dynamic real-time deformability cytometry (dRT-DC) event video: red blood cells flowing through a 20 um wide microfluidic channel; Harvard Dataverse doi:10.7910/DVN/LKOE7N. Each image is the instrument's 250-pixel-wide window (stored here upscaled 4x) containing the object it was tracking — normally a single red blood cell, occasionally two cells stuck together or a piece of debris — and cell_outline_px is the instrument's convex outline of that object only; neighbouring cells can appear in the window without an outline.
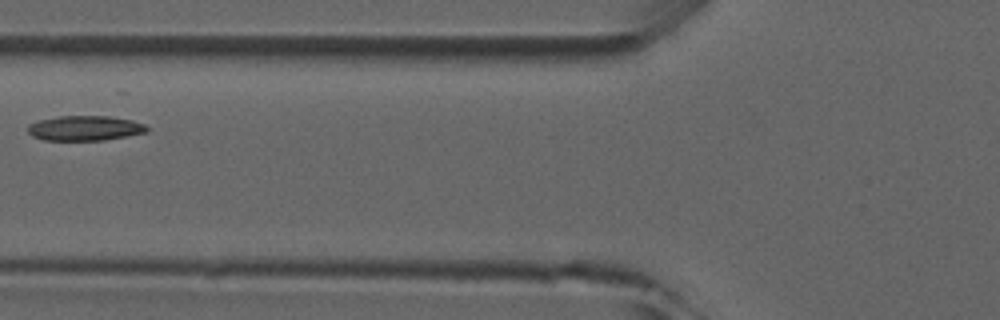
{"species": "common noctule bat (a hibernating species)", "species_latin": "Nyctalus noctula", "temperature_condition": "room temperature", "stored_images_in_passage": 4, "camera_frame_rate_fps": 3000, "um_per_image_px": 0.085, "animal": {"sex": "male", "forearm_length_mm": 52.5}, "frame": {"image": 1, "passage_image": 3, "time_ms": 2.333, "image_size_px": [1000, 320], "cell_outline_px": [[148, 132], [128, 136], [104, 140], [44, 140], [32, 136], [28, 132], [28, 124], [40, 120], [60, 116], [108, 116], [132, 120], [144, 124], [148, 128]], "centroid_in_image_um": [7.23, 10.9], "position_along_channel_um": 118.6, "area_um2": 17.28}}
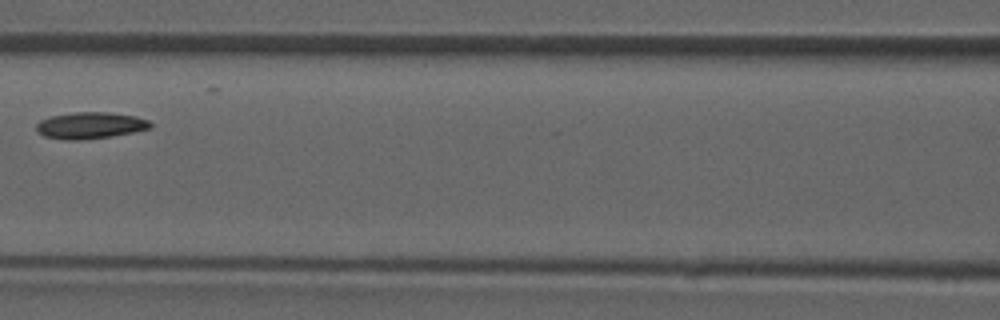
{"frame": {"image": 2, "passage_image": 4, "time_ms": 3.333, "image_size_px": [1000, 320], "cell_outline_px": [[152, 128], [112, 136], [76, 140], [68, 140], [44, 136], [36, 128], [36, 124], [40, 120], [52, 116], [76, 112], [108, 112], [136, 116], [148, 120], [152, 124]], "centroid_in_image_um": [7.7, 10.65], "position_along_channel_um": 158.9, "area_um2": 17.46}}